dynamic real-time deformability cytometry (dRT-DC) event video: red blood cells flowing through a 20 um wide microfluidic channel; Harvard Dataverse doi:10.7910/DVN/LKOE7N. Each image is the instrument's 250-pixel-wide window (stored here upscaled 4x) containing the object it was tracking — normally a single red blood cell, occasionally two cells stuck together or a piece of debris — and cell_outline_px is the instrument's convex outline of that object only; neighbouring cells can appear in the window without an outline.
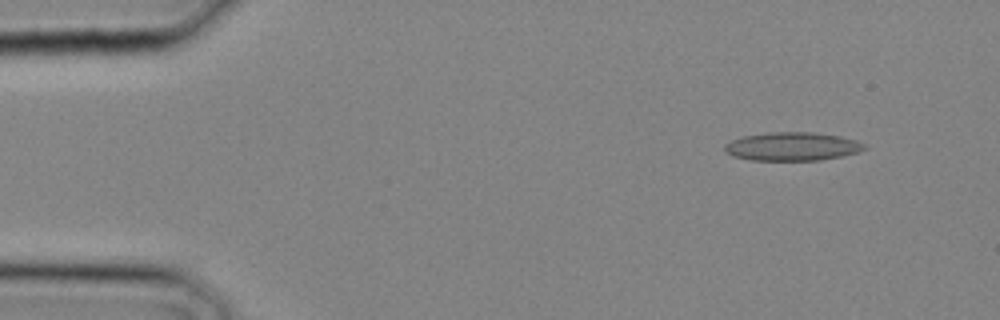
{"species": "common noctule bat (a hibernating species)", "species_latin": "Nyctalus noctula", "temperature_condition": "cold", "stored_images_in_passage": 28, "camera_frame_rate_fps": 3000, "um_per_image_px": 0.085, "animal": {"sex": "male", "body_mass_g": 20.4}, "frame": {"image": 1, "passage_image": 3, "time_ms": 0.667, "image_size_px": [1000, 320], "cell_outline_px": [[868, 148], [856, 152], [840, 156], [820, 160], [752, 160], [732, 156], [724, 152], [724, 144], [732, 140], [744, 136], [768, 132], [812, 132], [840, 136], [856, 140], [864, 144]], "centroid_in_image_um": [67.31, 12.44], "position_along_channel_um": 17.7, "area_um2": 23.12}}
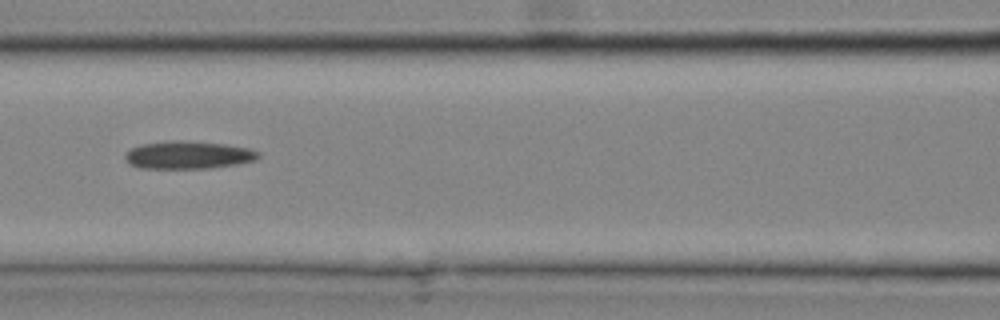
{"frame": {"image": 2, "passage_image": 13, "time_ms": 4.0, "image_size_px": [1000, 320], "cell_outline_px": [[260, 156], [256, 160], [236, 164], [208, 168], [140, 168], [128, 164], [124, 156], [124, 152], [140, 144], [172, 140], [180, 140], [224, 144], [248, 148], [260, 152]], "centroid_in_image_um": [15.96, 13.17], "position_along_channel_um": 150.6, "area_um2": 21.62}}
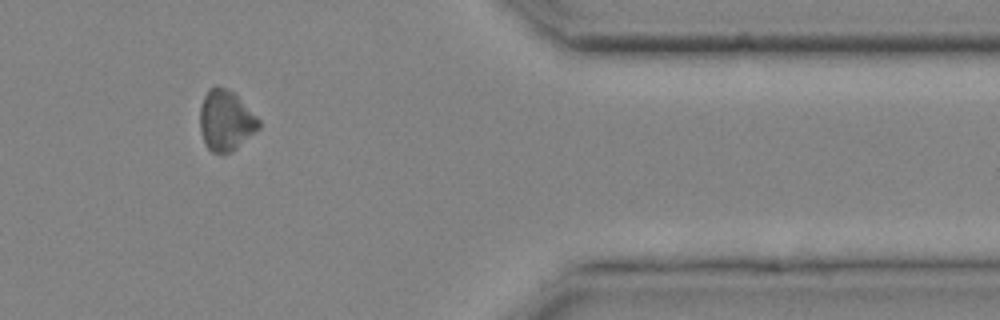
{"frame": {"image": 3, "passage_image": 25, "time_ms": 8.0, "image_size_px": [1000, 320], "cell_outline_px": [[260, 128], [232, 152], [224, 156], [212, 152], [204, 144], [200, 128], [200, 108], [204, 96], [216, 84], [228, 88], [260, 120]], "centroid_in_image_um": [19.18, 10.29], "position_along_channel_um": 392.2, "area_um2": 20.81}}